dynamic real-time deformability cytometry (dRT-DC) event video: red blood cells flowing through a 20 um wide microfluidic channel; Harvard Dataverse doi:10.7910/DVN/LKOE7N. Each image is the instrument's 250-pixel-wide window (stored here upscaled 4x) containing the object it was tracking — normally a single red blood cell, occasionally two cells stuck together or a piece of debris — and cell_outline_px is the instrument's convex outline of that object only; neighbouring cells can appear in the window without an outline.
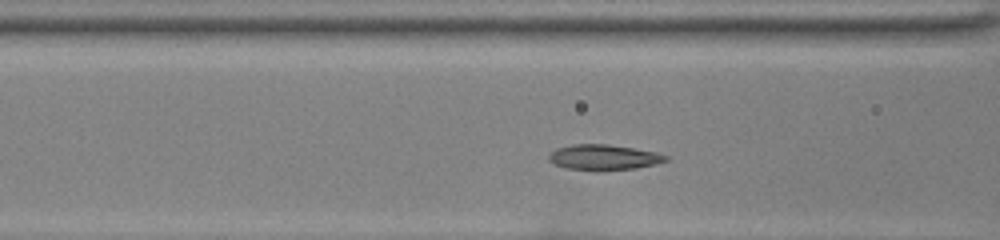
{"species": "common noctule bat (a hibernating species)", "species_latin": "Nyctalus noctula", "temperature_condition": "room temperature", "stored_images_in_passage": 40, "camera_frame_rate_fps": 3000, "um_per_image_px": 0.085, "animal": {"sex": "female", "body_mass_g": 22.0, "forearm_length_mm": 56.7}, "frame": {"image": 1, "passage_image": 10, "time_ms": 3.0, "image_size_px": [1000, 240], "cell_outline_px": [[668, 160], [656, 164], [636, 168], [596, 172], [568, 168], [556, 164], [548, 160], [548, 156], [556, 148], [572, 144], [608, 144], [656, 152], [668, 156]], "centroid_in_image_um": [51.32, 13.38], "position_along_channel_um": 115.3, "area_um2": 17.51}}
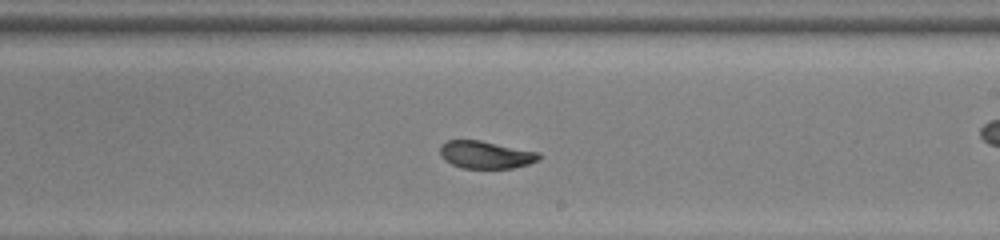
{"frame": {"image": 2, "passage_image": 20, "time_ms": 6.333, "image_size_px": [1000, 240], "cell_outline_px": [[540, 160], [528, 164], [512, 168], [460, 168], [444, 160], [440, 156], [440, 148], [448, 140], [480, 140], [540, 152]], "centroid_in_image_um": [41.3, 13.16], "position_along_channel_um": 247.7, "area_um2": 15.9}}
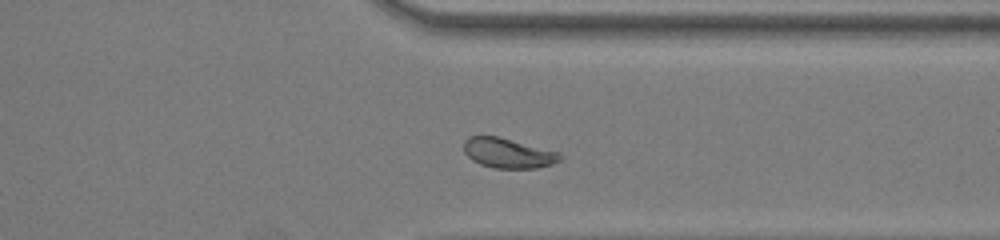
{"frame": {"image": 3, "passage_image": 29, "time_ms": 9.333, "image_size_px": [1000, 240], "cell_outline_px": [[564, 156], [560, 160], [552, 164], [536, 168], [492, 168], [480, 164], [472, 160], [464, 152], [464, 140], [468, 136], [496, 136], [560, 152]], "centroid_in_image_um": [43.19, 13.02], "position_along_channel_um": 368.2, "area_um2": 16.76}, "authors_computed_cell_mechanics": {"area_um2": 16.5597, "velocity_mm_per_s": 3.9878, "shape_relaxation_time_tau1_ms": 10.7297, "shape_relaxation_time_tau2_ms": 1.0853, "deformation_change_tau1": 0.226, "deformation_change_tau2": 0.0407}}